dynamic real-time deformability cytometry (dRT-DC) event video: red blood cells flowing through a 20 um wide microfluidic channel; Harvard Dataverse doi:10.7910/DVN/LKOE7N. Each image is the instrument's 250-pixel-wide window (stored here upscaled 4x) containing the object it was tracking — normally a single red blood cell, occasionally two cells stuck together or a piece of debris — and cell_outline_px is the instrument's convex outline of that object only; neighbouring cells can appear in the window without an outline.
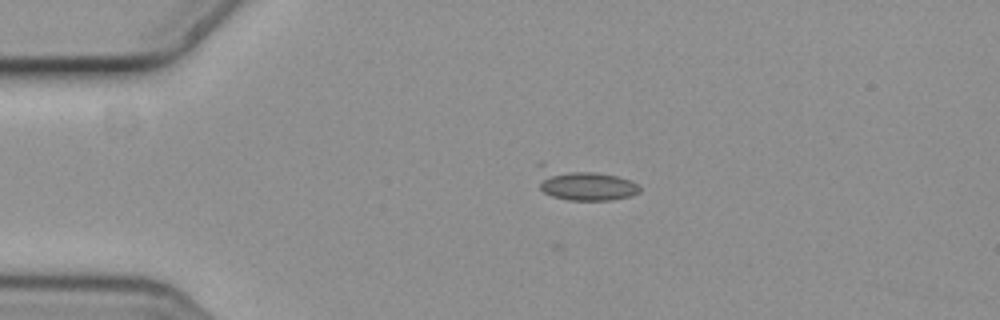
{"species": "common noctule bat (a hibernating species)", "species_latin": "Nyctalus noctula", "temperature_condition": "cold", "stored_images_in_passage": 6, "camera_frame_rate_fps": 3000, "um_per_image_px": 0.085, "animal": {"sex": "female", "body_mass_g": 19.3, "forearm_length_mm": 54.1}, "frame": {"image": 1, "passage_image": 3, "time_ms": 0.667, "image_size_px": [1000, 320], "cell_outline_px": [[640, 192], [632, 196], [612, 200], [568, 200], [552, 196], [544, 192], [540, 188], [536, 164], [540, 160], [544, 160], [616, 176], [628, 180], [636, 184], [640, 188]], "centroid_in_image_um": [49.48, 15.58], "position_along_channel_um": 35.5, "area_um2": 20.06}}
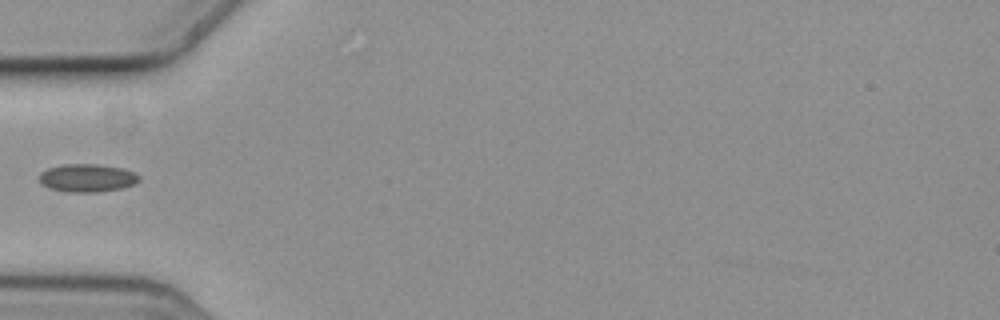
{"frame": {"image": 2, "passage_image": 5, "time_ms": 1.333, "image_size_px": [1000, 320], "cell_outline_px": [[140, 180], [136, 184], [120, 188], [96, 192], [64, 192], [48, 188], [40, 184], [40, 172], [48, 168], [64, 164], [96, 164], [120, 168], [132, 172], [140, 176]], "centroid_in_image_um": [7.37, 15.13], "position_along_channel_um": 77.6, "area_um2": 16.3}}
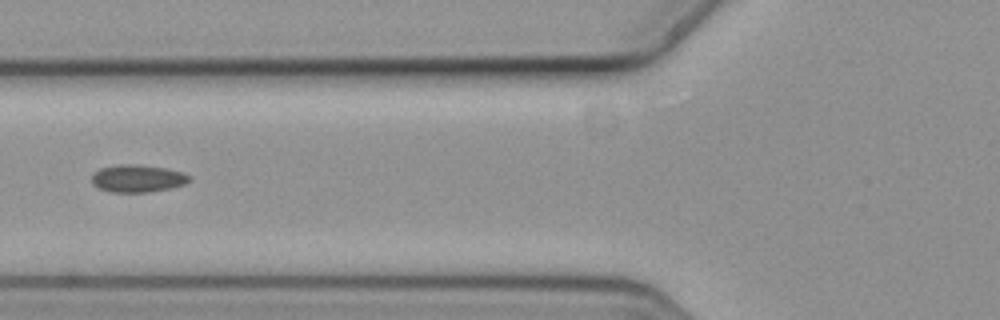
{"frame": {"image": 3, "passage_image": 6, "time_ms": 1.667, "image_size_px": [1000, 320], "cell_outline_px": [[188, 180], [184, 184], [168, 188], [148, 192], [112, 192], [100, 188], [92, 184], [92, 176], [100, 168], [120, 164], [136, 164], [164, 168], [184, 172], [188, 176]], "centroid_in_image_um": [11.66, 15.16], "position_along_channel_um": 114.1, "area_um2": 15.32}}